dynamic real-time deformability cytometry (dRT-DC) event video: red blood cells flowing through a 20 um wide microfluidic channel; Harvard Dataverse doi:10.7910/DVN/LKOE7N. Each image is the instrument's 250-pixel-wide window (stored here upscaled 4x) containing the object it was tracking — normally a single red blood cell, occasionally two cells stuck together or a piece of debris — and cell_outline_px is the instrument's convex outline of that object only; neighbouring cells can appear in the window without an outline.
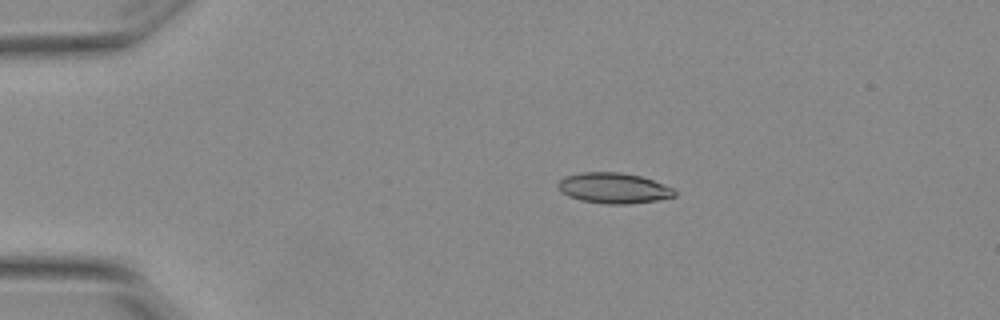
{"species": "Egyptian fruit bat (a non-hibernating species)", "species_latin": "Rousettus aegyptiacus", "temperature_condition": "warm", "stored_images_in_passage": 5, "camera_frame_rate_fps": 3000, "um_per_image_px": 0.085, "animal": {"sex": "female"}, "frame": {"image": 1, "passage_image": 3, "time_ms": 0.667, "image_size_px": [1000, 320], "cell_outline_px": [[676, 196], [656, 200], [628, 204], [608, 204], [580, 200], [568, 196], [560, 192], [556, 184], [564, 176], [580, 172], [620, 172], [640, 176], [652, 180], [672, 188], [676, 192]], "centroid_in_image_um": [52.1, 15.98], "position_along_channel_um": 32.9, "area_um2": 20.75}}
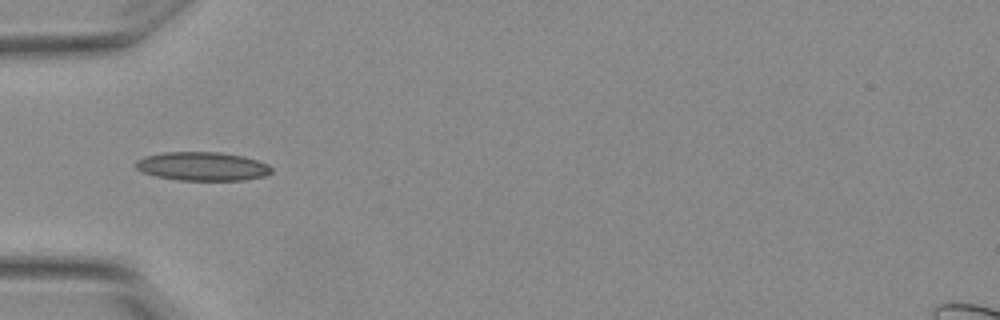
{"frame": {"image": 2, "passage_image": 5, "time_ms": 1.333, "image_size_px": [1000, 320], "cell_outline_px": [[272, 172], [264, 176], [244, 180], [180, 180], [156, 176], [144, 172], [136, 168], [132, 164], [136, 160], [144, 156], [164, 152], [220, 152], [244, 156], [268, 164], [272, 168]], "centroid_in_image_um": [17.19, 14.13], "position_along_channel_um": 67.8, "area_um2": 22.77}}